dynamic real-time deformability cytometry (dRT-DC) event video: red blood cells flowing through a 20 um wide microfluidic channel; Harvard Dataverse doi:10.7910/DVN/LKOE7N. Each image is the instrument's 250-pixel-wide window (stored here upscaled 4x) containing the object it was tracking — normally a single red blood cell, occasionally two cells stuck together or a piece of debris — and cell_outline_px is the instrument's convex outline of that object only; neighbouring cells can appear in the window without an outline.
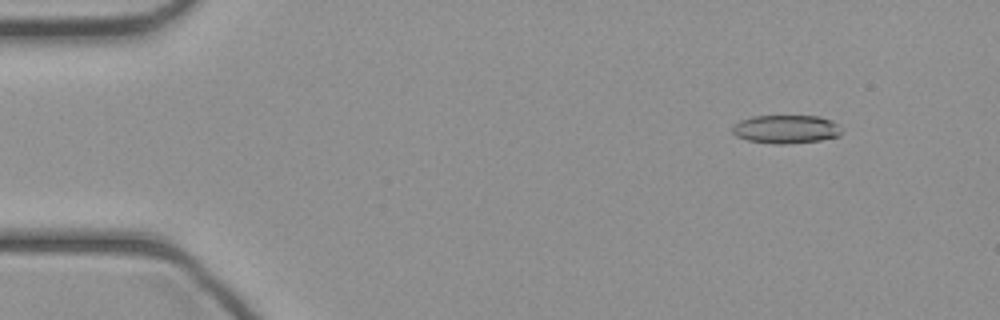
{"species": "common noctule bat (a hibernating species)", "species_latin": "Nyctalus noctula", "temperature_condition": "cold", "stored_images_in_passage": 44, "camera_frame_rate_fps": 3000, "um_per_image_px": 0.085, "animal": {"sex": "female", "body_mass_g": 21.9}, "frame": {"image": 1, "passage_image": 5, "time_ms": 1.333, "image_size_px": [1000, 320], "cell_outline_px": [[840, 136], [820, 140], [784, 144], [776, 144], [748, 140], [736, 136], [732, 132], [732, 124], [740, 120], [752, 116], [820, 116], [832, 120], [840, 124]], "centroid_in_image_um": [66.81, 10.97], "position_along_channel_um": 18.2, "area_um2": 18.21}}
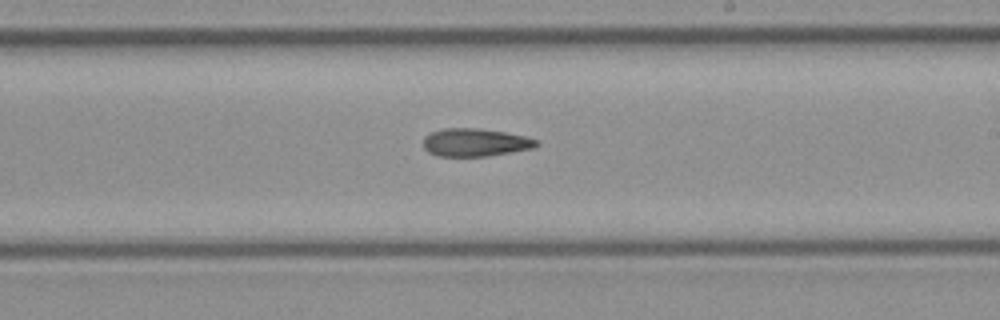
{"frame": {"image": 2, "passage_image": 26, "time_ms": 8.333, "image_size_px": [1000, 320], "cell_outline_px": [[540, 144], [532, 148], [512, 152], [488, 156], [436, 156], [428, 152], [424, 148], [424, 136], [432, 132], [444, 128], [476, 128], [504, 132], [528, 136], [540, 140]], "centroid_in_image_um": [40.42, 12.11], "position_along_channel_um": 248.6, "area_um2": 18.55}}
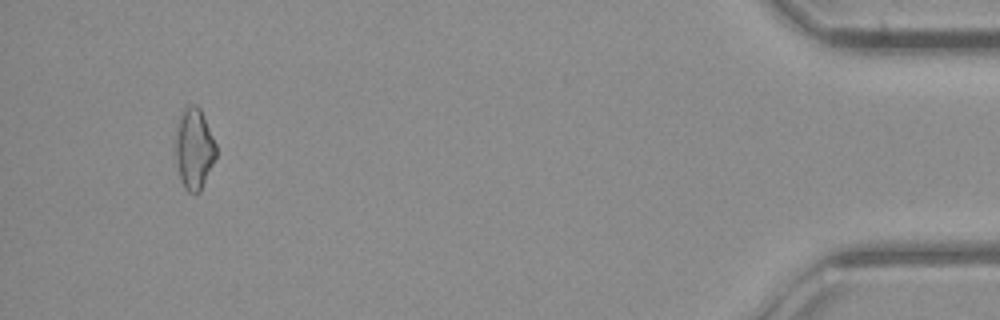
{"frame": {"image": 3, "passage_image": 42, "time_ms": 13.667, "image_size_px": [1000, 320], "cell_outline_px": [[216, 156], [200, 192], [188, 192], [184, 188], [180, 180], [172, 152], [176, 124], [184, 108], [192, 104], [196, 104], [200, 108], [216, 144]], "centroid_in_image_um": [16.43, 12.64], "position_along_channel_um": 418.8, "area_um2": 19.71}}